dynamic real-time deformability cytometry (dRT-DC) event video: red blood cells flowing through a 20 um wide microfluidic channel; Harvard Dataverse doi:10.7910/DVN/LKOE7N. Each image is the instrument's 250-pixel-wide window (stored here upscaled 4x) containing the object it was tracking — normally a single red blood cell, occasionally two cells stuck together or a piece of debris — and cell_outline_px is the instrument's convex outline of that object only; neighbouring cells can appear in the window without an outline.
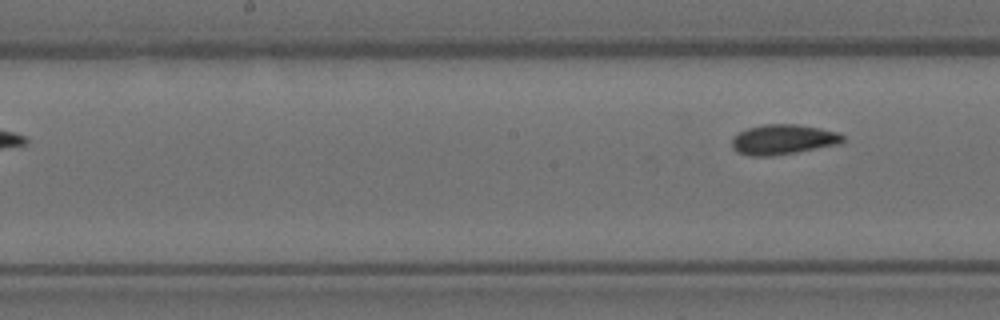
{"species": "Egyptian fruit bat (a non-hibernating species)", "species_latin": "Rousettus aegyptiacus", "temperature_condition": "room temperature", "stored_images_in_passage": 5, "segment_of_instrument_passage": [2, 2], "camera_frame_rate_fps": 3000, "um_per_image_px": 0.085, "animal": {"sex": "female"}, "frame": {"image": 1, "passage_image": 5, "time_ms": 1.333, "image_size_px": [1000, 320], "cell_outline_px": [[844, 140], [840, 144], [796, 152], [772, 156], [752, 156], [736, 152], [732, 148], [732, 136], [748, 128], [764, 124], [796, 124], [820, 128], [836, 132], [844, 136]], "centroid_in_image_um": [66.54, 11.86], "position_along_channel_um": 181.7, "area_um2": 19.42}}